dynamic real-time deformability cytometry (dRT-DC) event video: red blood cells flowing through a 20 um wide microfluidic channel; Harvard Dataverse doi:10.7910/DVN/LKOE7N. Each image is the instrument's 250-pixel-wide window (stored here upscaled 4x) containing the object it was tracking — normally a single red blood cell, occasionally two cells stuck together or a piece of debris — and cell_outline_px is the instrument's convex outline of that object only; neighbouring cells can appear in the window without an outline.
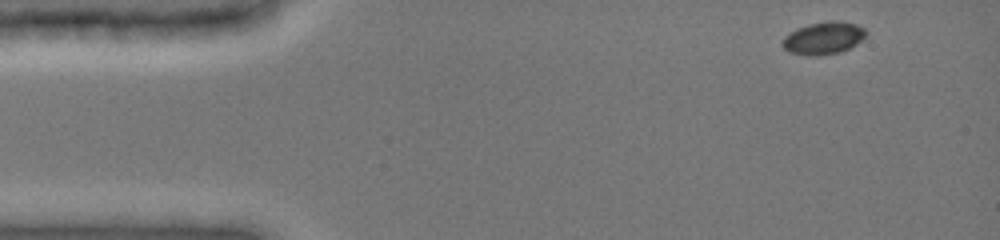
{"species": "common noctule bat (a hibernating species)", "species_latin": "Nyctalus noctula", "temperature_condition": "cold", "stored_images_in_passage": 45, "camera_frame_rate_fps": 3000, "um_per_image_px": 0.085, "animal": {"sex": "female", "body_mass_g": 19.0, "forearm_length_mm": 51.5}, "frame": {"image": 1, "passage_image": 1, "time_ms": 0.0, "image_size_px": [1000, 240], "cell_outline_px": [[868, 32], [856, 44], [840, 52], [816, 56], [812, 56], [788, 52], [784, 48], [784, 36], [808, 24], [828, 20], [836, 20], [856, 24], [864, 28]], "centroid_in_image_um": [70.02, 3.23], "position_along_channel_um": 15.0, "area_um2": 15.55}}
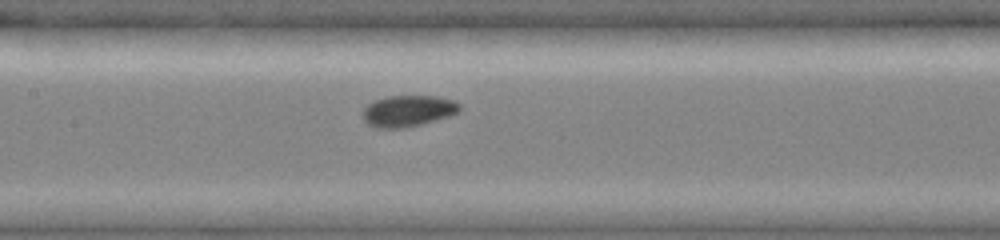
{"frame": {"image": 2, "passage_image": 20, "time_ms": 6.333, "image_size_px": [1000, 240], "cell_outline_px": [[460, 108], [456, 112], [448, 116], [420, 124], [404, 128], [376, 128], [368, 124], [364, 120], [364, 108], [368, 104], [376, 100], [388, 96], [436, 96], [452, 100], [460, 104]], "centroid_in_image_um": [34.66, 9.43], "position_along_channel_um": 172.7, "area_um2": 17.34}}
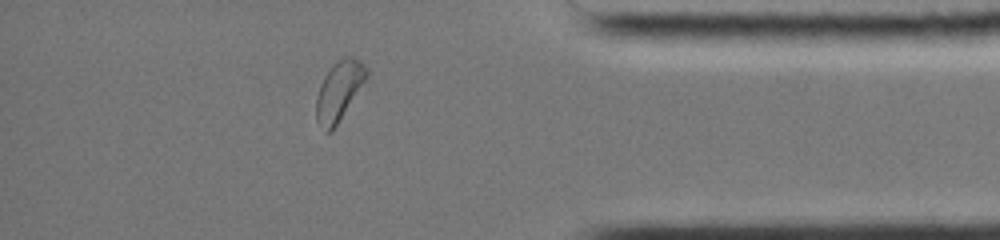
{"frame": {"image": 3, "passage_image": 39, "time_ms": 12.667, "image_size_px": [1000, 240], "cell_outline_px": [[368, 76], [332, 132], [324, 132], [316, 120], [316, 96], [320, 84], [324, 76], [340, 60], [348, 56], [352, 56], [360, 60], [368, 68]], "centroid_in_image_um": [28.81, 7.76], "position_along_channel_um": 406.4, "area_um2": 17.17}, "authors_computed_cell_mechanics": {"area_um2": 17.2244, "velocity_mm_per_s": 3.9073, "shape_relaxation_time_tau1_ms": 1.8003, "shape_relaxation_time_tau2_ms": 8.3288, "deformation_change_tau1": 0.0439, "deformation_change_tau2": 0.1003}}